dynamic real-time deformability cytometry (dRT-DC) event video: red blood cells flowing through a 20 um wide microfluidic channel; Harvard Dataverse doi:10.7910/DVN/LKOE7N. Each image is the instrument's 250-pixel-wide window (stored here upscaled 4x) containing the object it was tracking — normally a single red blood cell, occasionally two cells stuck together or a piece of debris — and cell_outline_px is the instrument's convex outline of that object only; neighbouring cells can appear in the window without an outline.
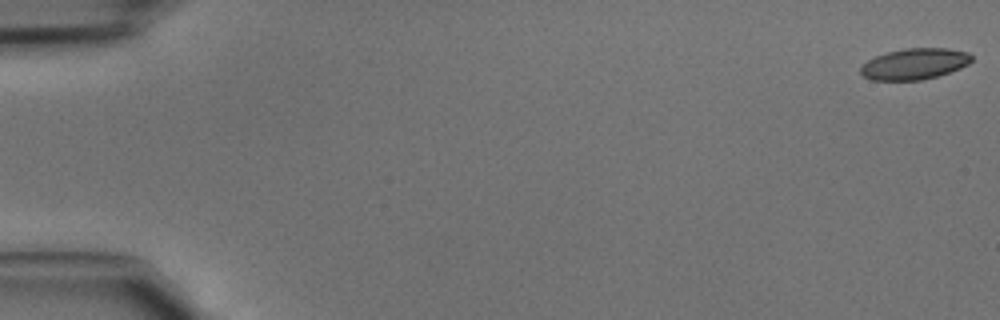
{"species": "common noctule bat (a hibernating species)", "species_latin": "Nyctalus noctula", "temperature_condition": "cold", "stored_images_in_passage": 46, "camera_frame_rate_fps": 3000, "um_per_image_px": 0.085, "animal": {"sex": "male", "body_mass_g": 15.6}, "frame": {"image": 1, "passage_image": 1, "time_ms": 0.0, "image_size_px": [1000, 320], "cell_outline_px": [[972, 60], [968, 64], [960, 68], [936, 76], [920, 80], [872, 80], [864, 76], [860, 72], [860, 68], [868, 60], [876, 56], [888, 52], [904, 48], [948, 48], [968, 52], [972, 56]], "centroid_in_image_um": [77.74, 5.42], "position_along_channel_um": 7.3, "area_um2": 19.94}}
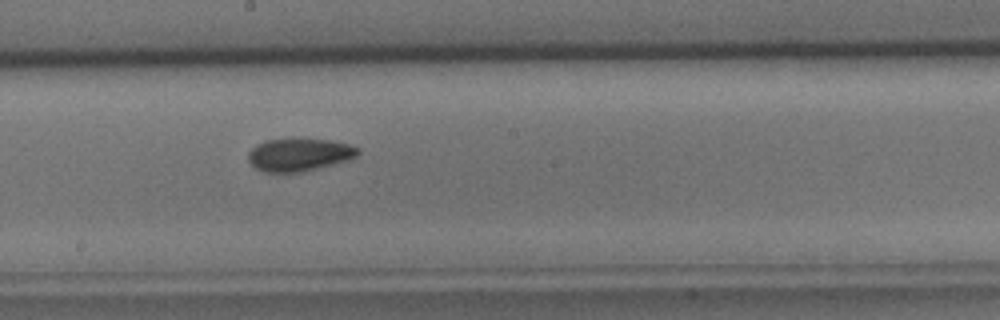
{"frame": {"image": 2, "passage_image": 26, "time_ms": 8.333, "image_size_px": [1000, 320], "cell_outline_px": [[360, 152], [356, 156], [348, 160], [300, 172], [264, 172], [256, 168], [248, 160], [248, 152], [256, 144], [264, 140], [332, 140], [348, 144], [360, 148]], "centroid_in_image_um": [25.42, 13.15], "position_along_channel_um": 222.8, "area_um2": 20.58}}
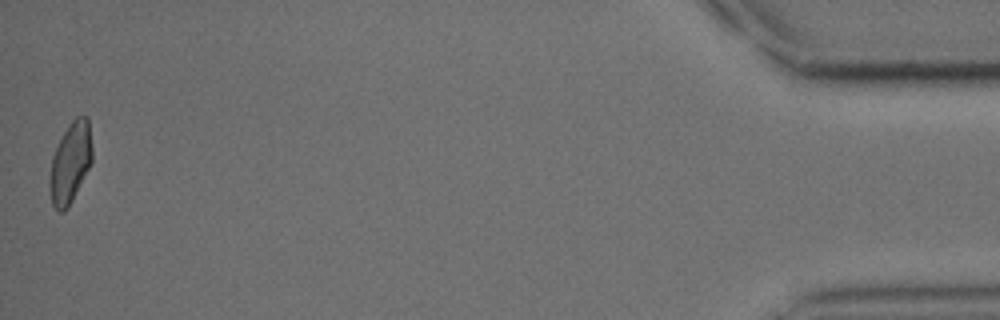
{"frame": {"image": 3, "passage_image": 46, "time_ms": 15.0, "image_size_px": [1000, 320], "cell_outline_px": [[92, 164], [68, 208], [64, 212], [60, 212], [52, 204], [52, 156], [64, 132], [72, 120], [76, 116], [88, 116], [92, 148]], "centroid_in_image_um": [6.05, 13.8], "position_along_channel_um": 429.2, "area_um2": 19.42}}